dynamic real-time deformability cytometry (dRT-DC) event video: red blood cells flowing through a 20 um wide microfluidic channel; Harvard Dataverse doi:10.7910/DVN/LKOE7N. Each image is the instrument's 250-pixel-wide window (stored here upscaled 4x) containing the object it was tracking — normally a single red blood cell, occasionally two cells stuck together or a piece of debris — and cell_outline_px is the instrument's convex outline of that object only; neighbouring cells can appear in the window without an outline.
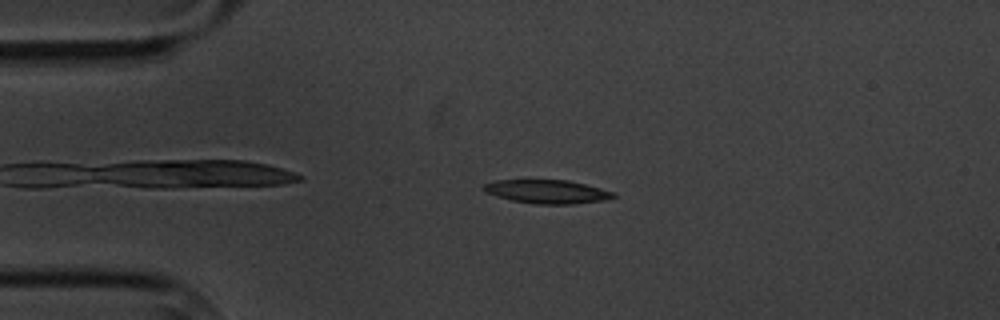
{"species": "common noctule bat (a hibernating species)", "species_latin": "Nyctalus noctula", "temperature_condition": "cold", "stored_images_in_passage": 5, "camera_frame_rate_fps": 3000, "um_per_image_px": 0.085, "animal": {"sex": "male", "body_mass_g": 20.1, "forearm_length_mm": 53.5}, "frame": {"image": 1, "passage_image": 4, "time_ms": 3.667, "image_size_px": [1000, 320], "cell_outline_px": [[616, 196], [608, 200], [572, 204], [536, 204], [512, 200], [496, 196], [484, 192], [480, 188], [484, 184], [496, 180], [568, 180], [616, 192]], "centroid_in_image_um": [46.51, 16.29], "position_along_channel_um": 38.5, "area_um2": 17.98}}